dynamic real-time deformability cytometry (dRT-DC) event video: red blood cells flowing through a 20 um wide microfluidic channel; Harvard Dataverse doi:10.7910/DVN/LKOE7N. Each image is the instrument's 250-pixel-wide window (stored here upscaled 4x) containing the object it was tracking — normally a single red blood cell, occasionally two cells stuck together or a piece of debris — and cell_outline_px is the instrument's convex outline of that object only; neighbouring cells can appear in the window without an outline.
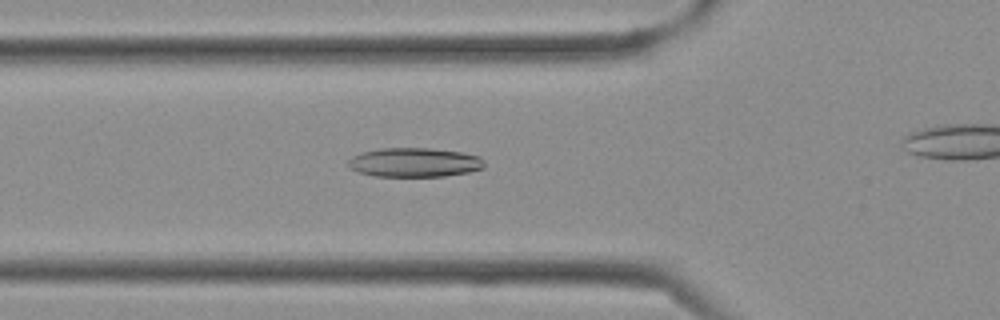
{"species": "Egyptian fruit bat (a non-hibernating species)", "species_latin": "Rousettus aegyptiacus", "temperature_condition": "cold", "stored_images_in_passage": 30, "camera_frame_rate_fps": 3000, "um_per_image_px": 0.085, "frame": {"image": 1, "passage_image": 12, "time_ms": 3.667, "image_size_px": [1000, 320], "cell_outline_px": [[484, 168], [468, 172], [444, 176], [376, 176], [360, 172], [348, 168], [348, 160], [352, 156], [360, 152], [380, 148], [428, 148], [460, 152], [480, 156], [484, 160]], "centroid_in_image_um": [35.21, 13.8], "position_along_channel_um": 90.6, "area_um2": 23.18}}
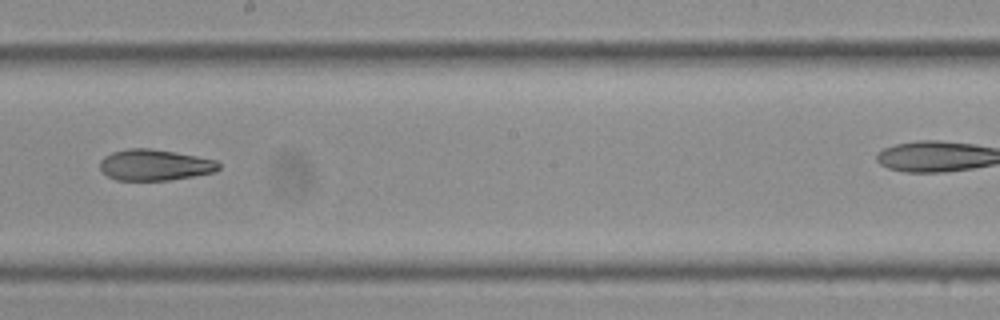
{"frame": {"image": 2, "passage_image": 20, "time_ms": 6.333, "image_size_px": [1000, 320], "cell_outline_px": [[220, 168], [216, 172], [168, 180], [116, 180], [108, 176], [100, 168], [100, 160], [104, 156], [112, 152], [128, 148], [152, 148], [176, 152], [216, 160], [220, 164]], "centroid_in_image_um": [13.16, 14.01], "position_along_channel_um": 235.0, "area_um2": 21.56}}
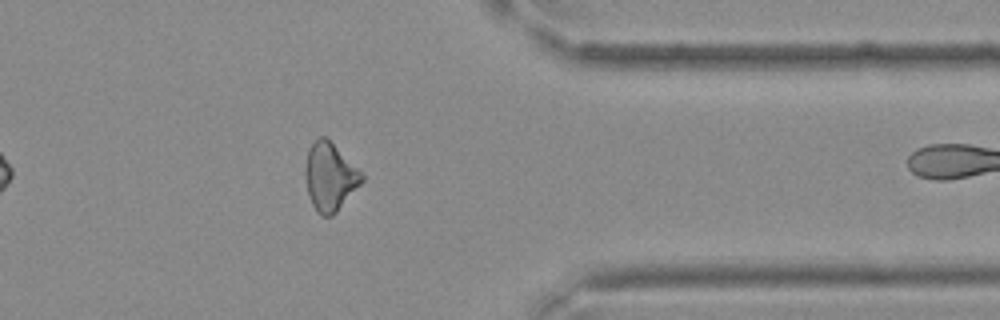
{"frame": {"image": 3, "passage_image": 29, "time_ms": 9.333, "image_size_px": [1000, 320], "cell_outline_px": [[364, 180], [336, 212], [332, 216], [320, 216], [316, 212], [312, 204], [308, 192], [304, 176], [304, 168], [308, 152], [312, 144], [320, 136], [324, 136], [364, 176]], "centroid_in_image_um": [28.0, 15.08], "position_along_channel_um": 383.4, "area_um2": 21.79}}